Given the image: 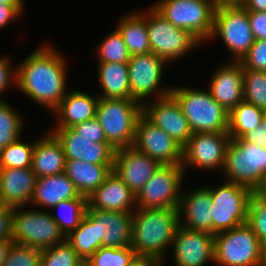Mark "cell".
Instances as JSON below:
<instances>
[{
	"instance_id": "obj_10",
	"label": "cell",
	"mask_w": 266,
	"mask_h": 266,
	"mask_svg": "<svg viewBox=\"0 0 266 266\" xmlns=\"http://www.w3.org/2000/svg\"><path fill=\"white\" fill-rule=\"evenodd\" d=\"M210 186L212 235L248 223V209L253 191L231 181Z\"/></svg>"
},
{
	"instance_id": "obj_41",
	"label": "cell",
	"mask_w": 266,
	"mask_h": 266,
	"mask_svg": "<svg viewBox=\"0 0 266 266\" xmlns=\"http://www.w3.org/2000/svg\"><path fill=\"white\" fill-rule=\"evenodd\" d=\"M41 249L14 243L2 266H38Z\"/></svg>"
},
{
	"instance_id": "obj_3",
	"label": "cell",
	"mask_w": 266,
	"mask_h": 266,
	"mask_svg": "<svg viewBox=\"0 0 266 266\" xmlns=\"http://www.w3.org/2000/svg\"><path fill=\"white\" fill-rule=\"evenodd\" d=\"M171 87L170 94L180 105L192 133H228L229 112L214 100L208 89Z\"/></svg>"
},
{
	"instance_id": "obj_21",
	"label": "cell",
	"mask_w": 266,
	"mask_h": 266,
	"mask_svg": "<svg viewBox=\"0 0 266 266\" xmlns=\"http://www.w3.org/2000/svg\"><path fill=\"white\" fill-rule=\"evenodd\" d=\"M191 190L186 192L184 189L182 190L178 208L179 225L194 231L212 234V198L210 188L207 185L195 187V189Z\"/></svg>"
},
{
	"instance_id": "obj_29",
	"label": "cell",
	"mask_w": 266,
	"mask_h": 266,
	"mask_svg": "<svg viewBox=\"0 0 266 266\" xmlns=\"http://www.w3.org/2000/svg\"><path fill=\"white\" fill-rule=\"evenodd\" d=\"M99 98L131 99L128 64L98 62Z\"/></svg>"
},
{
	"instance_id": "obj_25",
	"label": "cell",
	"mask_w": 266,
	"mask_h": 266,
	"mask_svg": "<svg viewBox=\"0 0 266 266\" xmlns=\"http://www.w3.org/2000/svg\"><path fill=\"white\" fill-rule=\"evenodd\" d=\"M99 96L80 90L68 91L58 107L52 112L57 119L56 128H72L75 125L96 118Z\"/></svg>"
},
{
	"instance_id": "obj_39",
	"label": "cell",
	"mask_w": 266,
	"mask_h": 266,
	"mask_svg": "<svg viewBox=\"0 0 266 266\" xmlns=\"http://www.w3.org/2000/svg\"><path fill=\"white\" fill-rule=\"evenodd\" d=\"M135 256L131 247H100L86 262L89 266H128Z\"/></svg>"
},
{
	"instance_id": "obj_49",
	"label": "cell",
	"mask_w": 266,
	"mask_h": 266,
	"mask_svg": "<svg viewBox=\"0 0 266 266\" xmlns=\"http://www.w3.org/2000/svg\"><path fill=\"white\" fill-rule=\"evenodd\" d=\"M128 266H162V264L149 256H135Z\"/></svg>"
},
{
	"instance_id": "obj_23",
	"label": "cell",
	"mask_w": 266,
	"mask_h": 266,
	"mask_svg": "<svg viewBox=\"0 0 266 266\" xmlns=\"http://www.w3.org/2000/svg\"><path fill=\"white\" fill-rule=\"evenodd\" d=\"M97 222L98 249L100 247H130L132 213L87 209Z\"/></svg>"
},
{
	"instance_id": "obj_56",
	"label": "cell",
	"mask_w": 266,
	"mask_h": 266,
	"mask_svg": "<svg viewBox=\"0 0 266 266\" xmlns=\"http://www.w3.org/2000/svg\"><path fill=\"white\" fill-rule=\"evenodd\" d=\"M79 266H89L88 263L86 261H84L83 263H81Z\"/></svg>"
},
{
	"instance_id": "obj_20",
	"label": "cell",
	"mask_w": 266,
	"mask_h": 266,
	"mask_svg": "<svg viewBox=\"0 0 266 266\" xmlns=\"http://www.w3.org/2000/svg\"><path fill=\"white\" fill-rule=\"evenodd\" d=\"M208 81L211 96L228 112L244 101L243 67L239 62L227 61L214 71Z\"/></svg>"
},
{
	"instance_id": "obj_7",
	"label": "cell",
	"mask_w": 266,
	"mask_h": 266,
	"mask_svg": "<svg viewBox=\"0 0 266 266\" xmlns=\"http://www.w3.org/2000/svg\"><path fill=\"white\" fill-rule=\"evenodd\" d=\"M152 6L175 27L189 31L201 43L212 35L213 0H158Z\"/></svg>"
},
{
	"instance_id": "obj_22",
	"label": "cell",
	"mask_w": 266,
	"mask_h": 266,
	"mask_svg": "<svg viewBox=\"0 0 266 266\" xmlns=\"http://www.w3.org/2000/svg\"><path fill=\"white\" fill-rule=\"evenodd\" d=\"M87 204V209L133 213L136 209V196L112 170L87 198Z\"/></svg>"
},
{
	"instance_id": "obj_11",
	"label": "cell",
	"mask_w": 266,
	"mask_h": 266,
	"mask_svg": "<svg viewBox=\"0 0 266 266\" xmlns=\"http://www.w3.org/2000/svg\"><path fill=\"white\" fill-rule=\"evenodd\" d=\"M217 36L232 54V59L229 61L239 62L255 41L248 11L243 6L216 8L209 41Z\"/></svg>"
},
{
	"instance_id": "obj_37",
	"label": "cell",
	"mask_w": 266,
	"mask_h": 266,
	"mask_svg": "<svg viewBox=\"0 0 266 266\" xmlns=\"http://www.w3.org/2000/svg\"><path fill=\"white\" fill-rule=\"evenodd\" d=\"M97 51L98 62L127 64L131 57L121 34L116 28L100 42Z\"/></svg>"
},
{
	"instance_id": "obj_36",
	"label": "cell",
	"mask_w": 266,
	"mask_h": 266,
	"mask_svg": "<svg viewBox=\"0 0 266 266\" xmlns=\"http://www.w3.org/2000/svg\"><path fill=\"white\" fill-rule=\"evenodd\" d=\"M244 101L266 111V72L243 68Z\"/></svg>"
},
{
	"instance_id": "obj_1",
	"label": "cell",
	"mask_w": 266,
	"mask_h": 266,
	"mask_svg": "<svg viewBox=\"0 0 266 266\" xmlns=\"http://www.w3.org/2000/svg\"><path fill=\"white\" fill-rule=\"evenodd\" d=\"M63 54L52 44L45 43L32 51L16 68V88L51 112L68 92L67 61Z\"/></svg>"
},
{
	"instance_id": "obj_53",
	"label": "cell",
	"mask_w": 266,
	"mask_h": 266,
	"mask_svg": "<svg viewBox=\"0 0 266 266\" xmlns=\"http://www.w3.org/2000/svg\"><path fill=\"white\" fill-rule=\"evenodd\" d=\"M1 4L10 5V6H24L23 0H0Z\"/></svg>"
},
{
	"instance_id": "obj_17",
	"label": "cell",
	"mask_w": 266,
	"mask_h": 266,
	"mask_svg": "<svg viewBox=\"0 0 266 266\" xmlns=\"http://www.w3.org/2000/svg\"><path fill=\"white\" fill-rule=\"evenodd\" d=\"M143 114L182 147L188 143L189 138L192 136L188 120L171 94L145 102Z\"/></svg>"
},
{
	"instance_id": "obj_24",
	"label": "cell",
	"mask_w": 266,
	"mask_h": 266,
	"mask_svg": "<svg viewBox=\"0 0 266 266\" xmlns=\"http://www.w3.org/2000/svg\"><path fill=\"white\" fill-rule=\"evenodd\" d=\"M37 176L32 168H0V202L10 207H30Z\"/></svg>"
},
{
	"instance_id": "obj_38",
	"label": "cell",
	"mask_w": 266,
	"mask_h": 266,
	"mask_svg": "<svg viewBox=\"0 0 266 266\" xmlns=\"http://www.w3.org/2000/svg\"><path fill=\"white\" fill-rule=\"evenodd\" d=\"M83 259L66 242L42 249L40 255L41 266H79Z\"/></svg>"
},
{
	"instance_id": "obj_6",
	"label": "cell",
	"mask_w": 266,
	"mask_h": 266,
	"mask_svg": "<svg viewBox=\"0 0 266 266\" xmlns=\"http://www.w3.org/2000/svg\"><path fill=\"white\" fill-rule=\"evenodd\" d=\"M214 263L217 266H266L261 241L248 223L214 235Z\"/></svg>"
},
{
	"instance_id": "obj_45",
	"label": "cell",
	"mask_w": 266,
	"mask_h": 266,
	"mask_svg": "<svg viewBox=\"0 0 266 266\" xmlns=\"http://www.w3.org/2000/svg\"><path fill=\"white\" fill-rule=\"evenodd\" d=\"M248 16L254 39H266V11L248 12Z\"/></svg>"
},
{
	"instance_id": "obj_55",
	"label": "cell",
	"mask_w": 266,
	"mask_h": 266,
	"mask_svg": "<svg viewBox=\"0 0 266 266\" xmlns=\"http://www.w3.org/2000/svg\"><path fill=\"white\" fill-rule=\"evenodd\" d=\"M261 191H266V175L264 177V184L263 187L261 188Z\"/></svg>"
},
{
	"instance_id": "obj_42",
	"label": "cell",
	"mask_w": 266,
	"mask_h": 266,
	"mask_svg": "<svg viewBox=\"0 0 266 266\" xmlns=\"http://www.w3.org/2000/svg\"><path fill=\"white\" fill-rule=\"evenodd\" d=\"M239 63L244 69L266 72V39L255 40Z\"/></svg>"
},
{
	"instance_id": "obj_52",
	"label": "cell",
	"mask_w": 266,
	"mask_h": 266,
	"mask_svg": "<svg viewBox=\"0 0 266 266\" xmlns=\"http://www.w3.org/2000/svg\"><path fill=\"white\" fill-rule=\"evenodd\" d=\"M245 0H213L216 8L243 6Z\"/></svg>"
},
{
	"instance_id": "obj_57",
	"label": "cell",
	"mask_w": 266,
	"mask_h": 266,
	"mask_svg": "<svg viewBox=\"0 0 266 266\" xmlns=\"http://www.w3.org/2000/svg\"><path fill=\"white\" fill-rule=\"evenodd\" d=\"M263 123L265 124V126H266V111H265V113H264V119H263Z\"/></svg>"
},
{
	"instance_id": "obj_40",
	"label": "cell",
	"mask_w": 266,
	"mask_h": 266,
	"mask_svg": "<svg viewBox=\"0 0 266 266\" xmlns=\"http://www.w3.org/2000/svg\"><path fill=\"white\" fill-rule=\"evenodd\" d=\"M248 224L262 242L266 238V191H253L248 209Z\"/></svg>"
},
{
	"instance_id": "obj_33",
	"label": "cell",
	"mask_w": 266,
	"mask_h": 266,
	"mask_svg": "<svg viewBox=\"0 0 266 266\" xmlns=\"http://www.w3.org/2000/svg\"><path fill=\"white\" fill-rule=\"evenodd\" d=\"M87 206V197L80 195L78 198L63 200L52 208L58 209L57 215H51L65 237L80 225Z\"/></svg>"
},
{
	"instance_id": "obj_26",
	"label": "cell",
	"mask_w": 266,
	"mask_h": 266,
	"mask_svg": "<svg viewBox=\"0 0 266 266\" xmlns=\"http://www.w3.org/2000/svg\"><path fill=\"white\" fill-rule=\"evenodd\" d=\"M35 141L32 153V171L37 178L65 172L66 156L61 143L50 132Z\"/></svg>"
},
{
	"instance_id": "obj_4",
	"label": "cell",
	"mask_w": 266,
	"mask_h": 266,
	"mask_svg": "<svg viewBox=\"0 0 266 266\" xmlns=\"http://www.w3.org/2000/svg\"><path fill=\"white\" fill-rule=\"evenodd\" d=\"M142 113L143 106L135 100L99 98L96 119L106 141L117 150L133 147L136 122Z\"/></svg>"
},
{
	"instance_id": "obj_47",
	"label": "cell",
	"mask_w": 266,
	"mask_h": 266,
	"mask_svg": "<svg viewBox=\"0 0 266 266\" xmlns=\"http://www.w3.org/2000/svg\"><path fill=\"white\" fill-rule=\"evenodd\" d=\"M25 6H10L0 3V29L21 17Z\"/></svg>"
},
{
	"instance_id": "obj_8",
	"label": "cell",
	"mask_w": 266,
	"mask_h": 266,
	"mask_svg": "<svg viewBox=\"0 0 266 266\" xmlns=\"http://www.w3.org/2000/svg\"><path fill=\"white\" fill-rule=\"evenodd\" d=\"M146 19L151 52L168 65L189 54L201 43L189 31L167 21L152 5L140 12Z\"/></svg>"
},
{
	"instance_id": "obj_13",
	"label": "cell",
	"mask_w": 266,
	"mask_h": 266,
	"mask_svg": "<svg viewBox=\"0 0 266 266\" xmlns=\"http://www.w3.org/2000/svg\"><path fill=\"white\" fill-rule=\"evenodd\" d=\"M185 171L182 165H160L136 195V208L178 209Z\"/></svg>"
},
{
	"instance_id": "obj_5",
	"label": "cell",
	"mask_w": 266,
	"mask_h": 266,
	"mask_svg": "<svg viewBox=\"0 0 266 266\" xmlns=\"http://www.w3.org/2000/svg\"><path fill=\"white\" fill-rule=\"evenodd\" d=\"M222 172L227 181L260 191L266 175V148L243 138L231 139Z\"/></svg>"
},
{
	"instance_id": "obj_46",
	"label": "cell",
	"mask_w": 266,
	"mask_h": 266,
	"mask_svg": "<svg viewBox=\"0 0 266 266\" xmlns=\"http://www.w3.org/2000/svg\"><path fill=\"white\" fill-rule=\"evenodd\" d=\"M12 210L0 202V240H12Z\"/></svg>"
},
{
	"instance_id": "obj_50",
	"label": "cell",
	"mask_w": 266,
	"mask_h": 266,
	"mask_svg": "<svg viewBox=\"0 0 266 266\" xmlns=\"http://www.w3.org/2000/svg\"><path fill=\"white\" fill-rule=\"evenodd\" d=\"M243 7L248 12H253V11L265 12L266 11V0H245Z\"/></svg>"
},
{
	"instance_id": "obj_30",
	"label": "cell",
	"mask_w": 266,
	"mask_h": 266,
	"mask_svg": "<svg viewBox=\"0 0 266 266\" xmlns=\"http://www.w3.org/2000/svg\"><path fill=\"white\" fill-rule=\"evenodd\" d=\"M115 28L121 34L130 56L151 52L146 19L140 11L125 14Z\"/></svg>"
},
{
	"instance_id": "obj_43",
	"label": "cell",
	"mask_w": 266,
	"mask_h": 266,
	"mask_svg": "<svg viewBox=\"0 0 266 266\" xmlns=\"http://www.w3.org/2000/svg\"><path fill=\"white\" fill-rule=\"evenodd\" d=\"M6 56H0V101H5L2 94L10 88L9 85L16 87L17 84V67H12L11 60Z\"/></svg>"
},
{
	"instance_id": "obj_2",
	"label": "cell",
	"mask_w": 266,
	"mask_h": 266,
	"mask_svg": "<svg viewBox=\"0 0 266 266\" xmlns=\"http://www.w3.org/2000/svg\"><path fill=\"white\" fill-rule=\"evenodd\" d=\"M179 226V209L136 208L132 213L130 247L137 256H149L163 266Z\"/></svg>"
},
{
	"instance_id": "obj_51",
	"label": "cell",
	"mask_w": 266,
	"mask_h": 266,
	"mask_svg": "<svg viewBox=\"0 0 266 266\" xmlns=\"http://www.w3.org/2000/svg\"><path fill=\"white\" fill-rule=\"evenodd\" d=\"M13 244V240H0V266L5 263L9 250Z\"/></svg>"
},
{
	"instance_id": "obj_32",
	"label": "cell",
	"mask_w": 266,
	"mask_h": 266,
	"mask_svg": "<svg viewBox=\"0 0 266 266\" xmlns=\"http://www.w3.org/2000/svg\"><path fill=\"white\" fill-rule=\"evenodd\" d=\"M265 111L242 101L229 112L228 134L230 138L240 139L249 131L263 123Z\"/></svg>"
},
{
	"instance_id": "obj_44",
	"label": "cell",
	"mask_w": 266,
	"mask_h": 266,
	"mask_svg": "<svg viewBox=\"0 0 266 266\" xmlns=\"http://www.w3.org/2000/svg\"><path fill=\"white\" fill-rule=\"evenodd\" d=\"M72 128L80 136L91 139L94 143L107 142L103 128L96 118L79 123Z\"/></svg>"
},
{
	"instance_id": "obj_35",
	"label": "cell",
	"mask_w": 266,
	"mask_h": 266,
	"mask_svg": "<svg viewBox=\"0 0 266 266\" xmlns=\"http://www.w3.org/2000/svg\"><path fill=\"white\" fill-rule=\"evenodd\" d=\"M34 143L22 138L0 150V168H31Z\"/></svg>"
},
{
	"instance_id": "obj_14",
	"label": "cell",
	"mask_w": 266,
	"mask_h": 266,
	"mask_svg": "<svg viewBox=\"0 0 266 266\" xmlns=\"http://www.w3.org/2000/svg\"><path fill=\"white\" fill-rule=\"evenodd\" d=\"M133 147L160 165H182L183 147L143 113L136 122Z\"/></svg>"
},
{
	"instance_id": "obj_28",
	"label": "cell",
	"mask_w": 266,
	"mask_h": 266,
	"mask_svg": "<svg viewBox=\"0 0 266 266\" xmlns=\"http://www.w3.org/2000/svg\"><path fill=\"white\" fill-rule=\"evenodd\" d=\"M114 164H93L80 160H66L65 174L78 192L87 198L106 180Z\"/></svg>"
},
{
	"instance_id": "obj_48",
	"label": "cell",
	"mask_w": 266,
	"mask_h": 266,
	"mask_svg": "<svg viewBox=\"0 0 266 266\" xmlns=\"http://www.w3.org/2000/svg\"><path fill=\"white\" fill-rule=\"evenodd\" d=\"M245 141L266 148V126L264 123L242 137Z\"/></svg>"
},
{
	"instance_id": "obj_54",
	"label": "cell",
	"mask_w": 266,
	"mask_h": 266,
	"mask_svg": "<svg viewBox=\"0 0 266 266\" xmlns=\"http://www.w3.org/2000/svg\"><path fill=\"white\" fill-rule=\"evenodd\" d=\"M262 244V253L266 264V238L261 242Z\"/></svg>"
},
{
	"instance_id": "obj_12",
	"label": "cell",
	"mask_w": 266,
	"mask_h": 266,
	"mask_svg": "<svg viewBox=\"0 0 266 266\" xmlns=\"http://www.w3.org/2000/svg\"><path fill=\"white\" fill-rule=\"evenodd\" d=\"M127 64L132 100L143 106L147 101L170 95L172 87L161 85L164 65L168 64L165 60L150 52L131 56Z\"/></svg>"
},
{
	"instance_id": "obj_19",
	"label": "cell",
	"mask_w": 266,
	"mask_h": 266,
	"mask_svg": "<svg viewBox=\"0 0 266 266\" xmlns=\"http://www.w3.org/2000/svg\"><path fill=\"white\" fill-rule=\"evenodd\" d=\"M159 166L146 154L127 147L116 150L113 171L136 196Z\"/></svg>"
},
{
	"instance_id": "obj_9",
	"label": "cell",
	"mask_w": 266,
	"mask_h": 266,
	"mask_svg": "<svg viewBox=\"0 0 266 266\" xmlns=\"http://www.w3.org/2000/svg\"><path fill=\"white\" fill-rule=\"evenodd\" d=\"M24 206L12 210V240L14 243L39 249L52 247L65 241L64 234L54 221L50 211L39 209H23Z\"/></svg>"
},
{
	"instance_id": "obj_34",
	"label": "cell",
	"mask_w": 266,
	"mask_h": 266,
	"mask_svg": "<svg viewBox=\"0 0 266 266\" xmlns=\"http://www.w3.org/2000/svg\"><path fill=\"white\" fill-rule=\"evenodd\" d=\"M7 101H0V150L22 136L23 118Z\"/></svg>"
},
{
	"instance_id": "obj_18",
	"label": "cell",
	"mask_w": 266,
	"mask_h": 266,
	"mask_svg": "<svg viewBox=\"0 0 266 266\" xmlns=\"http://www.w3.org/2000/svg\"><path fill=\"white\" fill-rule=\"evenodd\" d=\"M51 133L61 143L66 160L93 164H114V149L108 142L94 143L80 136L73 128H54Z\"/></svg>"
},
{
	"instance_id": "obj_31",
	"label": "cell",
	"mask_w": 266,
	"mask_h": 266,
	"mask_svg": "<svg viewBox=\"0 0 266 266\" xmlns=\"http://www.w3.org/2000/svg\"><path fill=\"white\" fill-rule=\"evenodd\" d=\"M65 241L87 261L98 250L96 220L86 211L80 225L65 237Z\"/></svg>"
},
{
	"instance_id": "obj_16",
	"label": "cell",
	"mask_w": 266,
	"mask_h": 266,
	"mask_svg": "<svg viewBox=\"0 0 266 266\" xmlns=\"http://www.w3.org/2000/svg\"><path fill=\"white\" fill-rule=\"evenodd\" d=\"M174 266H204L214 263V235L179 225L171 246Z\"/></svg>"
},
{
	"instance_id": "obj_27",
	"label": "cell",
	"mask_w": 266,
	"mask_h": 266,
	"mask_svg": "<svg viewBox=\"0 0 266 266\" xmlns=\"http://www.w3.org/2000/svg\"><path fill=\"white\" fill-rule=\"evenodd\" d=\"M81 194L65 173L37 178L31 207L49 209L63 200L78 198Z\"/></svg>"
},
{
	"instance_id": "obj_15",
	"label": "cell",
	"mask_w": 266,
	"mask_h": 266,
	"mask_svg": "<svg viewBox=\"0 0 266 266\" xmlns=\"http://www.w3.org/2000/svg\"><path fill=\"white\" fill-rule=\"evenodd\" d=\"M230 140L228 133H192L183 147L182 168L222 171Z\"/></svg>"
}]
</instances>
